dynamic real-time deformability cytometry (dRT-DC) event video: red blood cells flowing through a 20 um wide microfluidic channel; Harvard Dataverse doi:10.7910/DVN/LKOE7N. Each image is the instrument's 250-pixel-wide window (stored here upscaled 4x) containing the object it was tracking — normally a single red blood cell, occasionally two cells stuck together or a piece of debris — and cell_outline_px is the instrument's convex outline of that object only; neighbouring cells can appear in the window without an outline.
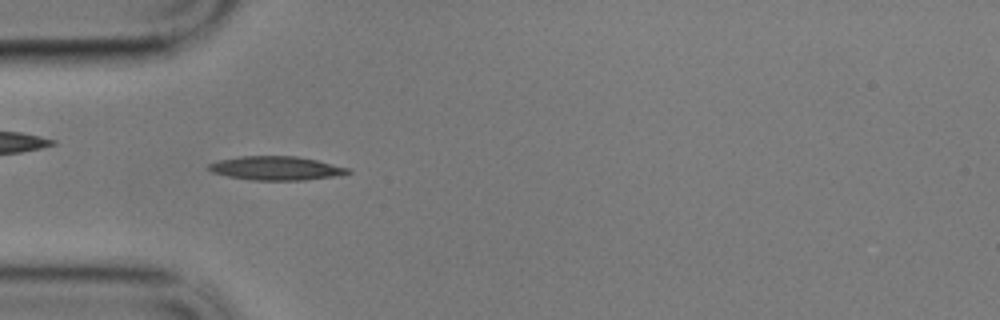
{"species": "common noctule bat (a hibernating species)", "species_latin": "Nyctalus noctula", "temperature_condition": "cold", "stored_images_in_passage": 57, "camera_frame_rate_fps": 3000, "um_per_image_px": 0.085, "animal": {"sex": "male", "body_mass_g": 17.9}, "frame": {"image": 1, "passage_image": 16, "time_ms": 5.0, "image_size_px": [1000, 320], "cell_outline_px": [[352, 172], [340, 176], [304, 180], [252, 180], [228, 176], [212, 172], [208, 168], [208, 164], [220, 160], [240, 156], [296, 156], [316, 160], [352, 168]], "centroid_in_image_um": [23.54, 14.3], "position_along_channel_um": 61.5, "area_um2": 19.42}}
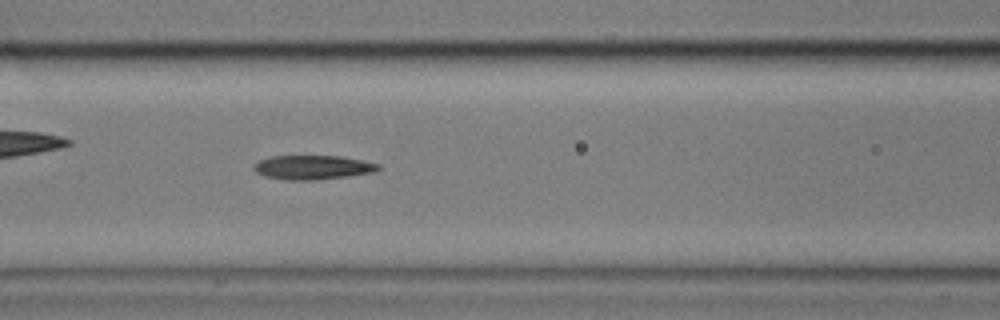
{"frame": {"image": 2, "passage_image": 23, "time_ms": 7.333, "image_size_px": [1000, 320], "cell_outline_px": [[380, 168], [376, 172], [348, 176], [316, 180], [288, 180], [264, 176], [256, 172], [252, 168], [260, 160], [272, 156], [340, 156], [364, 160], [380, 164]], "centroid_in_image_um": [26.62, 14.23], "position_along_channel_um": 140.0, "area_um2": 17.57}}
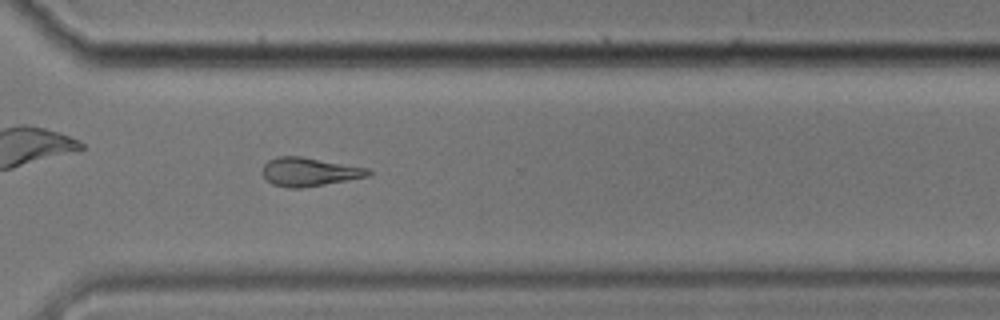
{"frame": {"image": 3, "passage_image": 41, "time_ms": 13.333, "image_size_px": [1000, 320], "cell_outline_px": [[372, 176], [300, 188], [288, 188], [272, 184], [260, 172], [264, 164], [268, 160], [280, 156], [300, 156], [372, 168]], "centroid_in_image_um": [26.33, 14.6], "position_along_channel_um": 344.3, "area_um2": 17.86}, "authors_computed_cell_mechanics": {"area_um2": 17.8024, "velocity_mm_per_s": 3.4083, "shape_relaxation_time_tau1_ms": 7.9971, "shape_relaxation_time_tau2_ms": null, "deformation_change_tau1": 0.2206, "deformation_change_tau2": null}}